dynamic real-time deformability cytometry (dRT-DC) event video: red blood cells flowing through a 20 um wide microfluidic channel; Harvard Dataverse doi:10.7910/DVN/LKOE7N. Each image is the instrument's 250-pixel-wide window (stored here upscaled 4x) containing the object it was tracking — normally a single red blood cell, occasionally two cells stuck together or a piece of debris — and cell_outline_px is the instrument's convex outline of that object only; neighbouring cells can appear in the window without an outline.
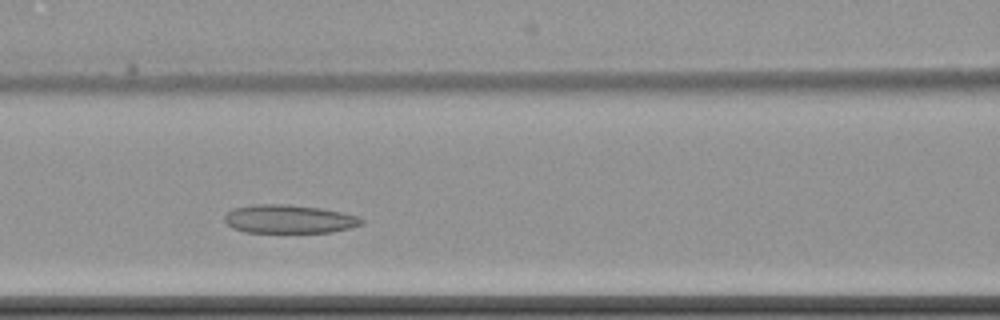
{"species": "common noctule bat (a hibernating species)", "species_latin": "Nyctalus noctula", "temperature_condition": "cold", "stored_images_in_passage": 10, "camera_frame_rate_fps": 3000, "um_per_image_px": 0.085, "animal": {"sex": "female", "body_mass_g": 22.7, "forearm_length_mm": 54.2}, "frame": {"image": 1, "passage_image": 4, "time_ms": 4.333, "image_size_px": [1000, 320], "cell_outline_px": [[364, 224], [332, 232], [244, 232], [232, 228], [224, 220], [224, 216], [232, 208], [256, 204], [288, 204], [320, 208], [360, 216], [364, 220]], "centroid_in_image_um": [24.57, 18.61], "position_along_channel_um": 142.0, "area_um2": 22.77}}
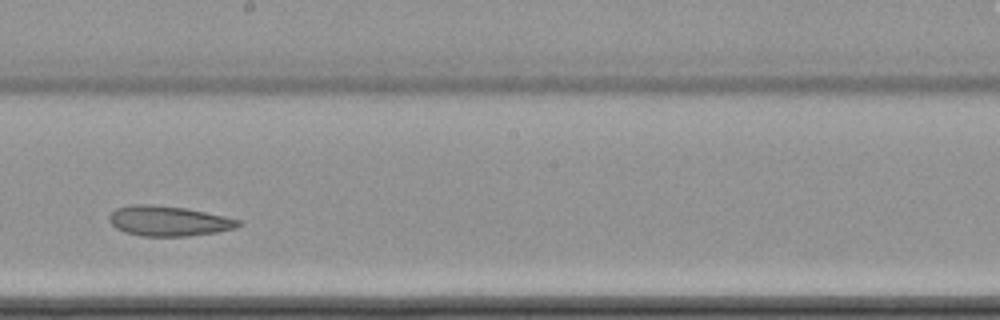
{"frame": {"image": 2, "passage_image": 6, "time_ms": 7.0, "image_size_px": [1000, 320], "cell_outline_px": [[244, 224], [236, 228], [216, 232], [188, 236], [140, 236], [124, 232], [116, 228], [108, 220], [108, 216], [116, 208], [128, 204], [152, 204], [184, 208], [224, 216], [240, 220]], "centroid_in_image_um": [14.3, 18.78], "position_along_channel_um": 233.9, "area_um2": 22.77}}
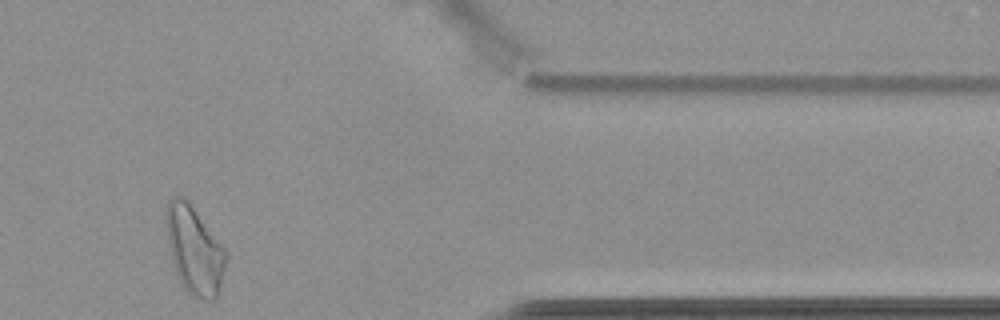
{"frame": {"image": 3, "passage_image": 10, "time_ms": 12.333, "image_size_px": [1000, 320], "cell_outline_px": [[228, 256], [220, 288], [216, 296], [212, 300], [204, 300], [192, 296], [180, 284], [176, 272], [168, 244], [164, 216], [168, 200], [176, 196], [180, 196], [192, 208], [224, 248]], "centroid_in_image_um": [16.5, 21.31], "position_along_channel_um": 394.9, "area_um2": 30.06}, "authors_computed_cell_mechanics": {"area_um2": 23.6402, "velocity_mm_per_s": 3.4586, "shape_relaxation_time_tau1_ms": null, "shape_relaxation_time_tau2_ms": 1.9077, "deformation_change_tau1": null, "deformation_change_tau2": 0.0696}}